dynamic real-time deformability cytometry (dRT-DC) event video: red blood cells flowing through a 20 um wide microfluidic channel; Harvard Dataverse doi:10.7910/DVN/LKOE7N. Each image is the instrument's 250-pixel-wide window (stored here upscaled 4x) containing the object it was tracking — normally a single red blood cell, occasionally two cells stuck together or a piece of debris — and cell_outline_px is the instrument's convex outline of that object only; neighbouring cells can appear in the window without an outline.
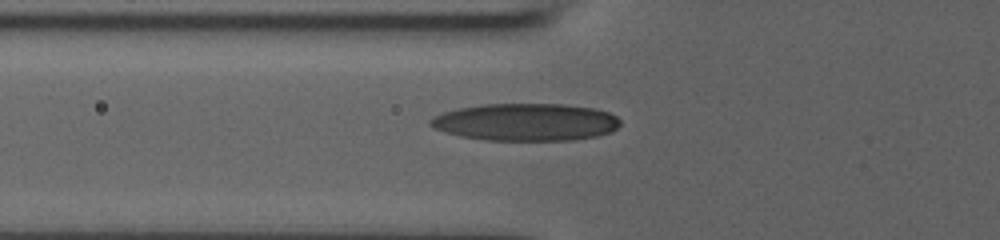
{"species": "human", "species_latin": "Homo sapiens", "temperature_condition": "room temperature", "stored_images_in_passage": 32, "camera_frame_rate_fps": 3000, "um_per_image_px": 0.085, "donor": {"sex": "male"}, "frame": {"image": 1, "passage_image": 2, "time_ms": 0.333, "image_size_px": [1000, 240], "cell_outline_px": [[620, 124], [612, 132], [596, 136], [572, 140], [484, 140], [460, 136], [436, 128], [428, 124], [428, 120], [444, 112], [460, 108], [484, 104], [564, 104], [592, 108], [608, 112], [616, 116], [620, 120]], "centroid_in_image_um": [44.72, 10.38], "position_along_channel_um": 81.1, "area_um2": 41.15}}
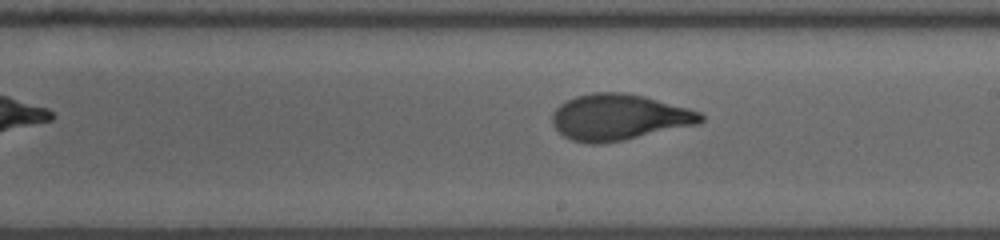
{"frame": {"image": 2, "passage_image": 14, "time_ms": 4.333, "image_size_px": [1000, 240], "cell_outline_px": [[704, 120], [700, 124], [624, 140], [600, 144], [584, 144], [572, 140], [564, 136], [552, 124], [552, 112], [560, 104], [576, 96], [592, 92], [620, 92], [644, 96], [688, 108], [700, 112], [704, 116]], "centroid_in_image_um": [52.61, 9.97], "position_along_channel_um": 236.4, "area_um2": 40.0}}
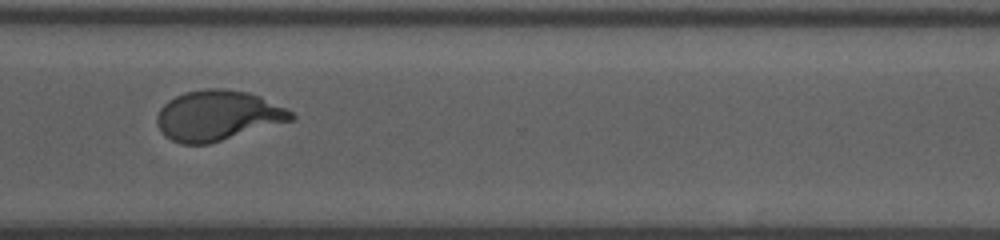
{"frame": {"image": 3, "passage_image": 23, "time_ms": 7.333, "image_size_px": [1000, 240], "cell_outline_px": [[296, 120], [208, 144], [180, 144], [164, 136], [160, 132], [156, 124], [156, 116], [160, 108], [168, 100], [184, 92], [204, 88], [224, 88], [248, 92], [260, 96], [288, 108], [296, 116]], "centroid_in_image_um": [18.52, 9.82], "position_along_channel_um": 352.1, "area_um2": 39.88}, "authors_computed_cell_mechanics": {"area_um2": 39.3907, "velocity_mm_per_s": 3.8664, "shape_relaxation_time_tau1_ms": 4.7071, "shape_relaxation_time_tau2_ms": 0.6667, "deformation_change_tau1": 0.2142, "deformation_change_tau2": 0.0707}}